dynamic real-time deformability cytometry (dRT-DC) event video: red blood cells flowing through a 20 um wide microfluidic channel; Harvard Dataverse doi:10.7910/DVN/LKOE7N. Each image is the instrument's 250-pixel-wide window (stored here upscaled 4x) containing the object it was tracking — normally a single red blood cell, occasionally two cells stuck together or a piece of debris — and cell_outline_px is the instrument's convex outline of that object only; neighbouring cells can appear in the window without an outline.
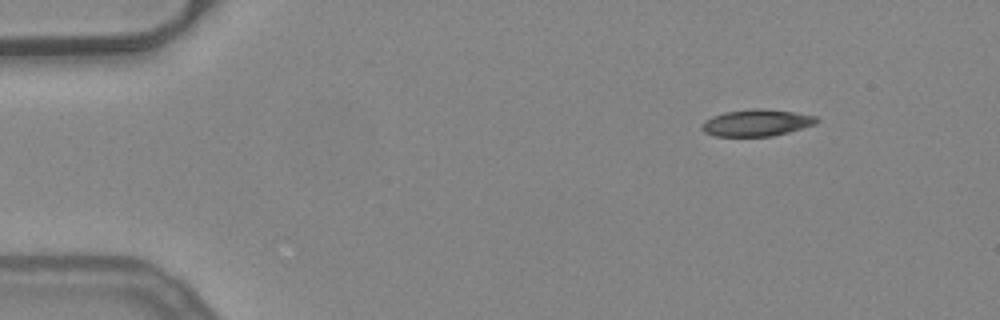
{"species": "common noctule bat (a hibernating species)", "species_latin": "Nyctalus noctula", "temperature_condition": "warm", "stored_images_in_passage": 46, "camera_frame_rate_fps": 3000, "um_per_image_px": 0.085, "animal": {"sex": "female", "body_mass_g": 24.6, "forearm_length_mm": 56.2}, "frame": {"image": 1, "passage_image": 1, "time_ms": 0.0, "image_size_px": [1000, 320], "cell_outline_px": [[820, 120], [816, 124], [788, 132], [772, 136], [716, 136], [704, 132], [700, 128], [700, 124], [704, 120], [712, 116], [724, 112], [752, 108], [756, 108], [792, 112], [816, 116]], "centroid_in_image_um": [64.27, 10.44], "position_along_channel_um": 20.7, "area_um2": 17.92}}
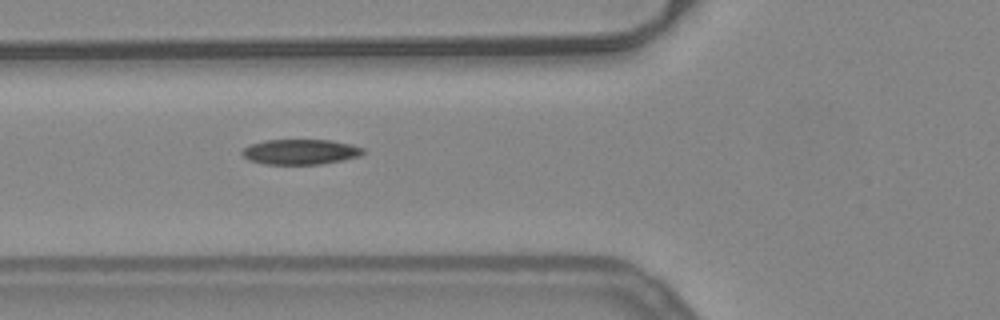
{"frame": {"image": 2, "passage_image": 14, "time_ms": 4.333, "image_size_px": [1000, 320], "cell_outline_px": [[364, 152], [360, 156], [320, 164], [264, 164], [248, 160], [240, 152], [244, 148], [252, 144], [264, 140], [332, 140], [352, 144], [364, 148]], "centroid_in_image_um": [25.53, 12.9], "position_along_channel_um": 100.3, "area_um2": 17.74}}
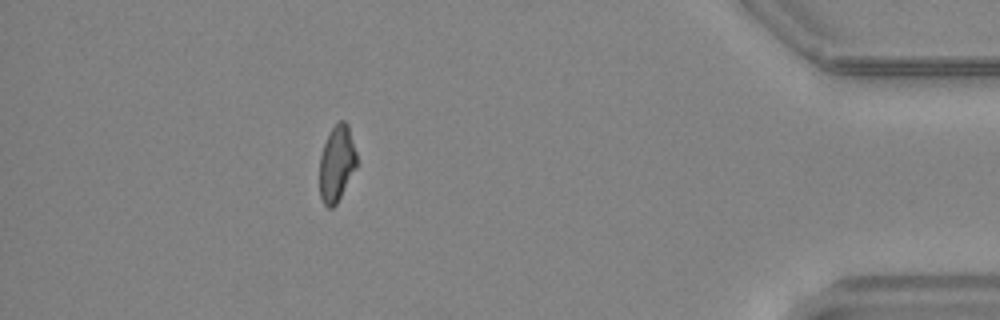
{"frame": {"image": 3, "passage_image": 41, "time_ms": 13.333, "image_size_px": [1000, 320], "cell_outline_px": [[356, 168], [336, 204], [332, 208], [328, 208], [324, 204], [320, 196], [320, 156], [324, 144], [332, 128], [340, 120], [344, 120], [348, 124], [356, 152]], "centroid_in_image_um": [28.62, 13.9], "position_along_channel_um": 406.6, "area_um2": 16.24}, "authors_computed_cell_mechanics": {"area_um2": 17.8602, "velocity_mm_per_s": 3.9546, "shape_relaxation_time_tau1_ms": null, "shape_relaxation_time_tau2_ms": 5.0653, "deformation_change_tau1": null, "deformation_change_tau2": 0.1347}}